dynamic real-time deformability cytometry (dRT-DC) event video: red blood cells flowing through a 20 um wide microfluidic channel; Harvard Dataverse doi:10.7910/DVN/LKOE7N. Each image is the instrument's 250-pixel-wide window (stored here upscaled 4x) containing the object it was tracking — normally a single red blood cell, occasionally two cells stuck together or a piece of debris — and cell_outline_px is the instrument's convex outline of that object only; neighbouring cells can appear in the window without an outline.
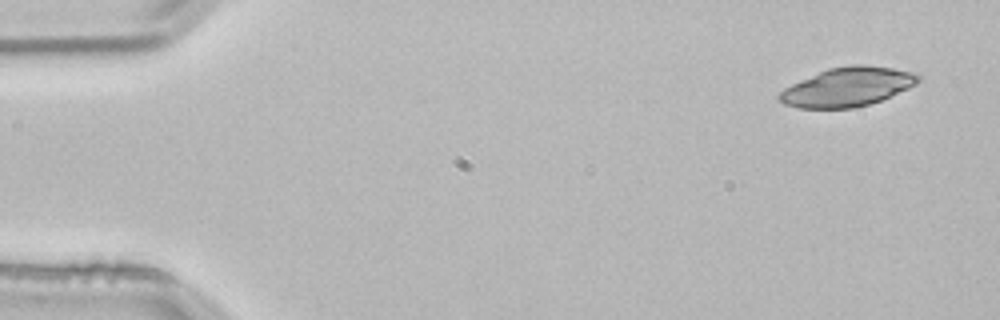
{"species": "common noctule bat (a hibernating species)", "species_latin": "Nyctalus noctula", "temperature_condition": "room temperature", "stored_images_in_passage": 3, "camera_frame_rate_fps": 3000, "um_per_image_px": 0.085, "animal": {"sex": "male", "body_mass_g": 21.5, "forearm_length_mm": 52.0}, "frame": {"image": 1, "passage_image": 1, "time_ms": 0.0, "image_size_px": [1000, 320], "cell_outline_px": [[920, 80], [916, 84], [908, 88], [880, 100], [868, 104], [852, 108], [796, 108], [784, 104], [776, 96], [784, 88], [792, 84], [828, 68], [848, 64], [864, 64], [892, 68], [912, 72], [920, 76]], "centroid_in_image_um": [72.01, 7.38], "position_along_channel_um": 13.0, "area_um2": 31.39}}